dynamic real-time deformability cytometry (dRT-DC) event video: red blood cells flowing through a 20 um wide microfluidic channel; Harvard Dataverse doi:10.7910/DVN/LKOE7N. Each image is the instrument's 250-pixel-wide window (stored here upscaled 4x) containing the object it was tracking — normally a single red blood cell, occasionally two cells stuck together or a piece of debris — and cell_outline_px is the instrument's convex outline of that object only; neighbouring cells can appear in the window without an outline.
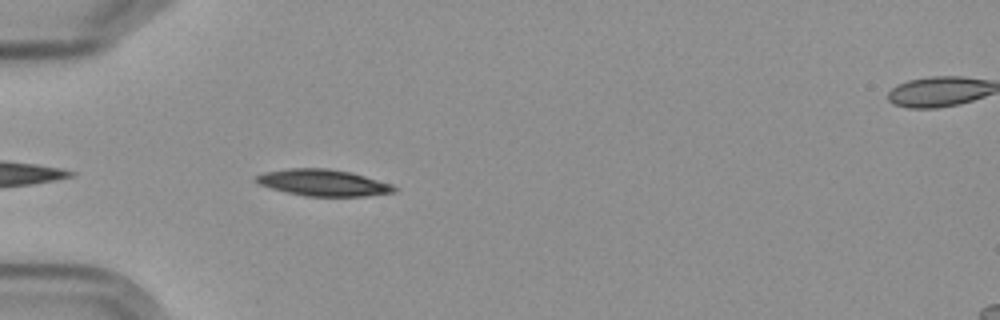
{"species": "Egyptian fruit bat (a non-hibernating species)", "species_latin": "Rousettus aegyptiacus", "temperature_condition": "cold", "stored_images_in_passage": 5, "segment_of_instrument_passage": [1, 2], "camera_frame_rate_fps": 3000, "um_per_image_px": 0.085, "frame": {"image": 1, "passage_image": 4, "time_ms": 3.333, "image_size_px": [1000, 320], "cell_outline_px": [[396, 192], [364, 196], [304, 196], [272, 188], [260, 184], [256, 180], [256, 176], [264, 172], [288, 168], [328, 168], [352, 172], [392, 184], [396, 188]], "centroid_in_image_um": [27.5, 15.52], "position_along_channel_um": 57.5, "area_um2": 21.21}}